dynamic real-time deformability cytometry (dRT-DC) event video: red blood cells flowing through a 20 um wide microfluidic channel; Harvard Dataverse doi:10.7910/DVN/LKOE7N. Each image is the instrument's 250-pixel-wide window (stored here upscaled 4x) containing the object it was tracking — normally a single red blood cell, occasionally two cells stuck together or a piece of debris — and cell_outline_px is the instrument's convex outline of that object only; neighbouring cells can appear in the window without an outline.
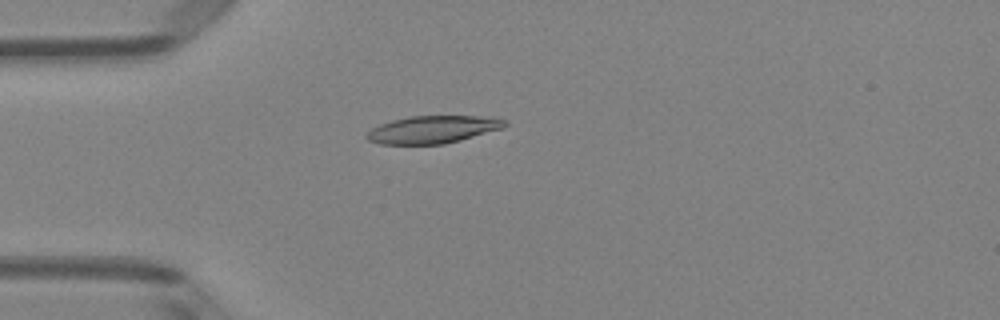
{"species": "Egyptian fruit bat (a non-hibernating species)", "species_latin": "Rousettus aegyptiacus", "temperature_condition": "room temperature", "stored_images_in_passage": 46, "camera_frame_rate_fps": 3000, "um_per_image_px": 0.085, "animal": {"sex": "female"}, "frame": {"image": 1, "passage_image": 10, "time_ms": 3.0, "image_size_px": [1000, 320], "cell_outline_px": [[508, 124], [504, 128], [460, 140], [444, 144], [380, 144], [368, 140], [364, 136], [372, 128], [380, 124], [392, 120], [408, 116], [480, 116], [508, 120]], "centroid_in_image_um": [36.79, 11.0], "position_along_channel_um": 48.2, "area_um2": 22.2}}
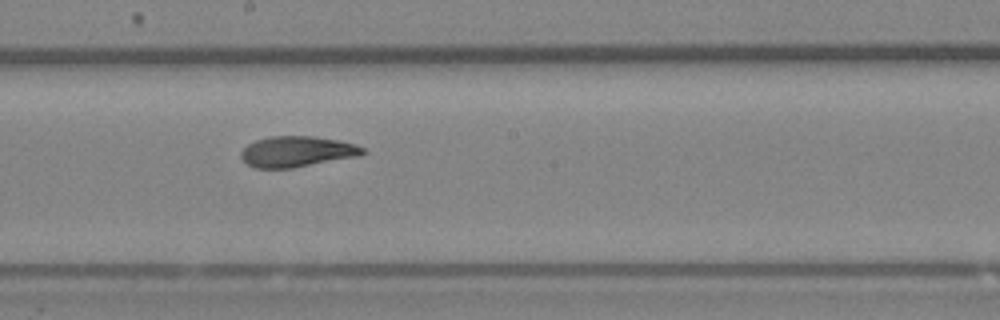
{"frame": {"image": 2, "passage_image": 24, "time_ms": 7.667, "image_size_px": [1000, 320], "cell_outline_px": [[368, 152], [360, 156], [292, 168], [256, 168], [248, 164], [240, 156], [240, 152], [248, 144], [256, 140], [268, 136], [312, 136], [336, 140], [356, 144], [364, 148]], "centroid_in_image_um": [25.26, 12.88], "position_along_channel_um": 222.9, "area_um2": 21.85}}
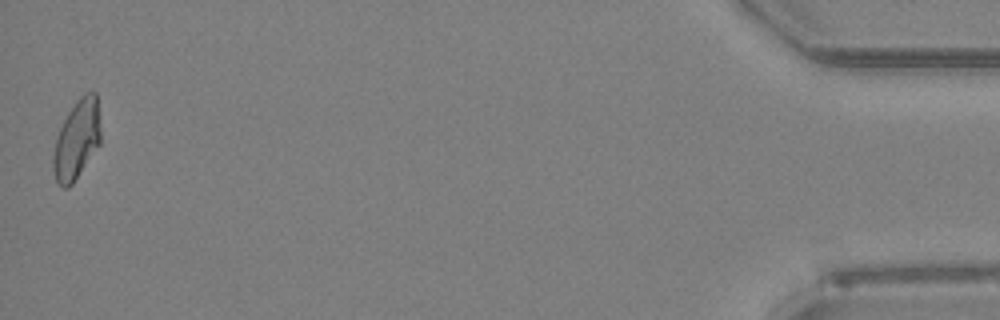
{"frame": {"image": 3, "passage_image": 46, "time_ms": 15.0, "image_size_px": [1000, 320], "cell_outline_px": [[100, 144], [72, 184], [68, 188], [64, 188], [56, 180], [52, 168], [52, 156], [56, 136], [68, 112], [76, 100], [84, 92], [96, 92], [100, 132]], "centroid_in_image_um": [6.5, 11.87], "position_along_channel_um": 428.7, "area_um2": 21.79}, "authors_computed_cell_mechanics": {"area_um2": 22.0507, "velocity_mm_per_s": 4.0613, "shape_relaxation_time_tau1_ms": 8.3659, "shape_relaxation_time_tau2_ms": 2.4282, "deformation_change_tau1": 0.2208, "deformation_change_tau2": 0.0879}}